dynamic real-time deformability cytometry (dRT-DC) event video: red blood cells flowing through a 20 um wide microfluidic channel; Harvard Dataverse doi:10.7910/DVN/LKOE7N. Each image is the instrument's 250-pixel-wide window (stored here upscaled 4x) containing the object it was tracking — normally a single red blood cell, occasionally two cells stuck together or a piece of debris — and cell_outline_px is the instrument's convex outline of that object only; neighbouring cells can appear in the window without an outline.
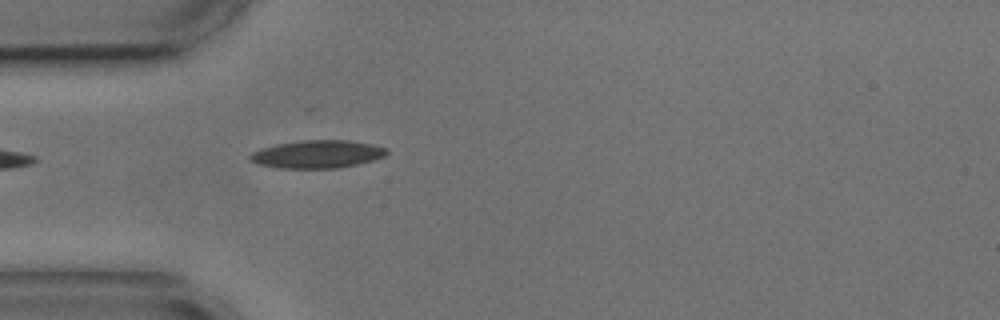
{"species": "common noctule bat (a hibernating species)", "species_latin": "Nyctalus noctula", "temperature_condition": "cold", "stored_images_in_passage": 1, "camera_frame_rate_fps": 3000, "um_per_image_px": 0.085, "animal": {"sex": "male", "body_mass_g": 17.9, "forearm_length_mm": 54.2}, "frame": {"image": 1, "passage_image": 1, "time_ms": 0.0, "image_size_px": [1000, 320], "cell_outline_px": [[388, 152], [384, 156], [372, 160], [340, 168], [276, 168], [260, 164], [252, 160], [248, 156], [252, 152], [260, 148], [276, 144], [304, 140], [348, 140], [388, 148]], "centroid_in_image_um": [26.95, 13.1], "position_along_channel_um": 58.0, "area_um2": 22.02}}